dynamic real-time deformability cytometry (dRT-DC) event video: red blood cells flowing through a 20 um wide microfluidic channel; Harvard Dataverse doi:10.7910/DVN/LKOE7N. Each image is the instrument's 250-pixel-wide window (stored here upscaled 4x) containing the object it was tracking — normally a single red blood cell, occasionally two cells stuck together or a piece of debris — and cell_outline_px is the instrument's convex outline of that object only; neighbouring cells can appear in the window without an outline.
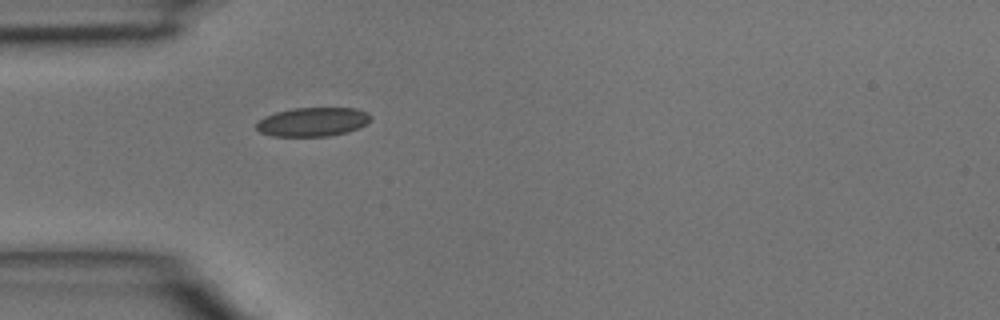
{"species": "common noctule bat (a hibernating species)", "species_latin": "Nyctalus noctula", "temperature_condition": "room temperature", "stored_images_in_passage": 1, "camera_frame_rate_fps": 3000, "um_per_image_px": 0.085, "animal": {"sex": "male", "body_mass_g": 15.6}, "frame": {"image": 1, "passage_image": 1, "time_ms": 0.0, "image_size_px": [1000, 320], "cell_outline_px": [[372, 120], [348, 132], [328, 136], [272, 136], [260, 132], [256, 128], [256, 124], [264, 116], [276, 112], [292, 108], [356, 108], [368, 112], [372, 116]], "centroid_in_image_um": [26.59, 10.35], "position_along_channel_um": 58.4, "area_um2": 19.31}}